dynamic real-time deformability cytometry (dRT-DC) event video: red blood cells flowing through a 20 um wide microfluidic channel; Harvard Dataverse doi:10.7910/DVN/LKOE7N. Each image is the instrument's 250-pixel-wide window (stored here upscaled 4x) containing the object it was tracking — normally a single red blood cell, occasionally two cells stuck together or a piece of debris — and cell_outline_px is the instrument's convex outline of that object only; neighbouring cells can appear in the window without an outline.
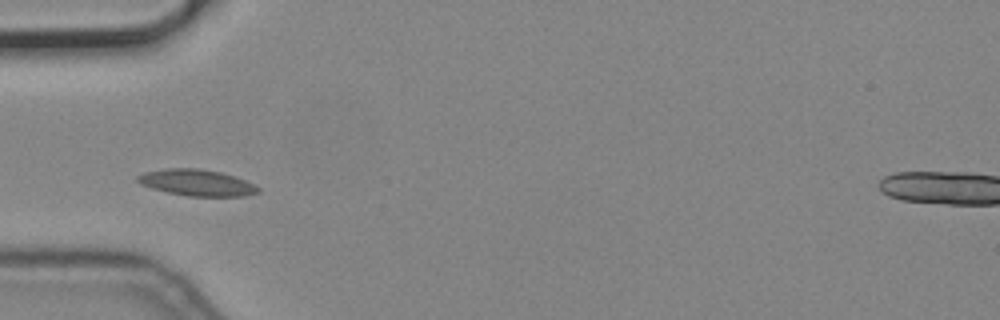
{"species": "common noctule bat (a hibernating species)", "species_latin": "Nyctalus noctula", "temperature_condition": "cold", "stored_images_in_passage": 5, "camera_frame_rate_fps": 3000, "um_per_image_px": 0.085, "animal": {"sex": "male", "body_mass_g": 19.2, "forearm_length_mm": 51.8}, "frame": {"image": 1, "passage_image": 3, "time_ms": 0.667, "image_size_px": [1000, 320], "cell_outline_px": [[260, 192], [244, 196], [188, 196], [168, 192], [152, 188], [140, 184], [136, 180], [136, 176], [144, 172], [168, 168], [200, 168], [220, 172], [244, 180], [260, 188]], "centroid_in_image_um": [16.7, 15.52], "position_along_channel_um": 68.3, "area_um2": 18.38}}
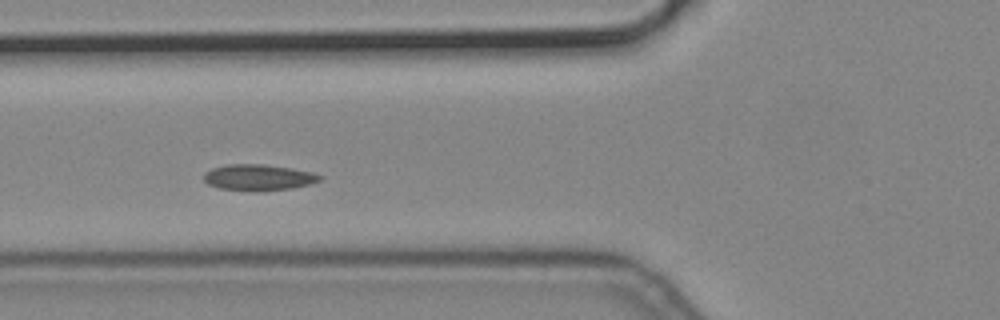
{"frame": {"image": 2, "passage_image": 4, "time_ms": 1.0, "image_size_px": [1000, 320], "cell_outline_px": [[324, 176], [320, 180], [312, 184], [292, 188], [260, 192], [256, 192], [220, 188], [208, 184], [204, 180], [204, 172], [212, 168], [228, 164], [264, 164], [292, 168], [312, 172]], "centroid_in_image_um": [21.99, 15.09], "position_along_channel_um": 103.8, "area_um2": 17.92}}
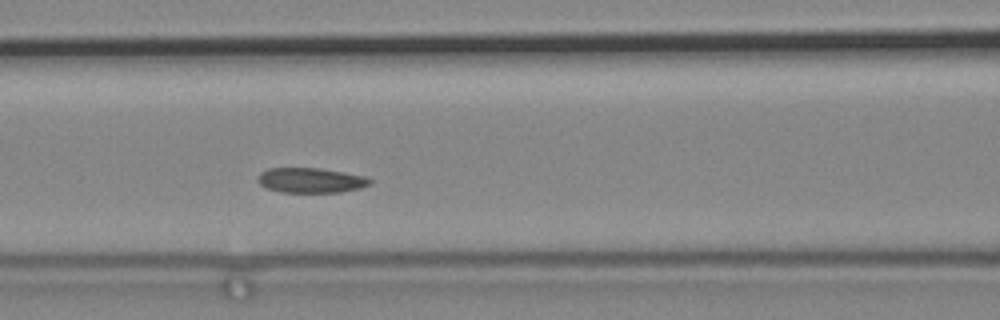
{"frame": {"image": 3, "passage_image": 5, "time_ms": 1.333, "image_size_px": [1000, 320], "cell_outline_px": [[372, 184], [360, 188], [340, 192], [280, 192], [268, 188], [260, 184], [256, 180], [260, 172], [268, 168], [320, 168], [344, 172], [364, 176], [372, 180]], "centroid_in_image_um": [26.41, 15.32], "position_along_channel_um": 140.2, "area_um2": 16.36}}